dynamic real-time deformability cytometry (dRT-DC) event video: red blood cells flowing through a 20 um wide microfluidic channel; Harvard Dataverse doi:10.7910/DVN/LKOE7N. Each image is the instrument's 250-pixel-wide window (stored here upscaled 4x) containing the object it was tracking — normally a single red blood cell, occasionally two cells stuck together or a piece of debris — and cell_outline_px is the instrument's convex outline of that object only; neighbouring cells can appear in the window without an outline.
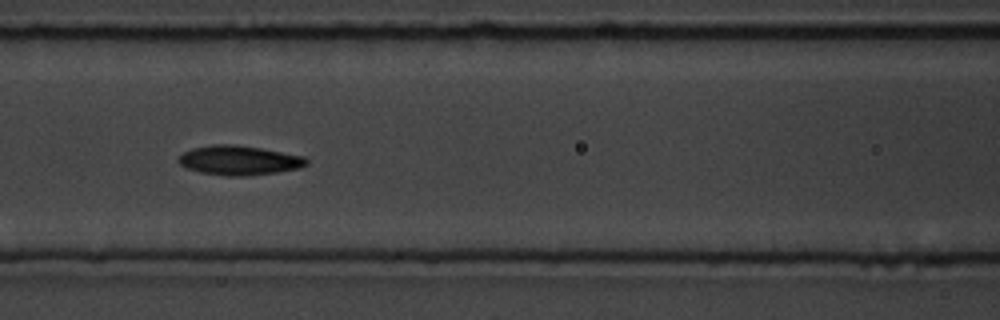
{"species": "common noctule bat (a hibernating species)", "species_latin": "Nyctalus noctula", "temperature_condition": "room temperature", "stored_images_in_passage": 12, "camera_frame_rate_fps": 3000, "um_per_image_px": 0.085, "animal": {"sex": "male", "body_mass_g": 19.5, "forearm_length_mm": 54.6}, "frame": {"image": 1, "passage_image": 3, "time_ms": 2.333, "image_size_px": [1000, 320], "cell_outline_px": [[308, 164], [300, 168], [276, 172], [244, 176], [224, 176], [200, 172], [184, 168], [176, 160], [184, 152], [192, 148], [212, 144], [232, 144], [260, 148], [304, 156], [308, 160]], "centroid_in_image_um": [20.29, 13.63], "position_along_channel_um": 146.3, "area_um2": 22.02}}
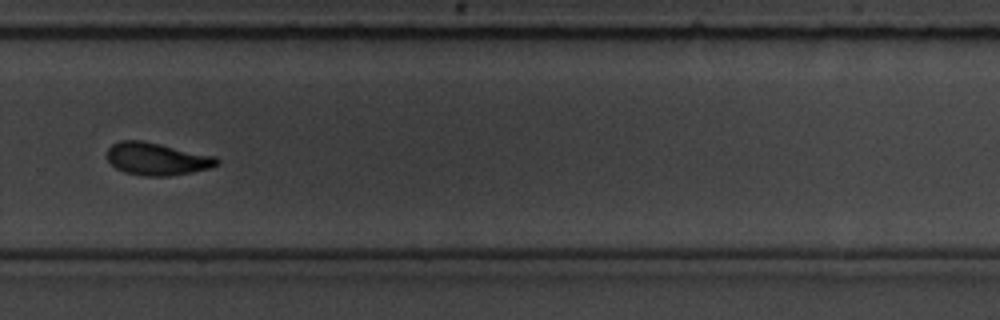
{"frame": {"image": 2, "passage_image": 7, "time_ms": 7.0, "image_size_px": [1000, 320], "cell_outline_px": [[220, 164], [212, 168], [192, 172], [168, 176], [140, 176], [124, 172], [116, 168], [108, 160], [108, 148], [112, 144], [120, 140], [140, 140], [160, 144], [216, 156], [220, 160]], "centroid_in_image_um": [13.37, 13.51], "position_along_channel_um": 316.4, "area_um2": 20.92}}
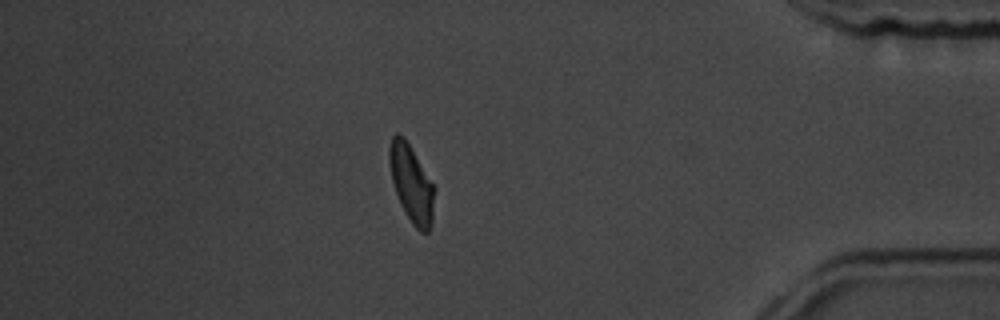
{"frame": {"image": 3, "passage_image": 10, "time_ms": 10.333, "image_size_px": [1000, 320], "cell_outline_px": [[436, 188], [432, 224], [428, 232], [420, 232], [412, 224], [400, 204], [392, 180], [388, 160], [388, 148], [392, 136], [396, 132], [408, 144]], "centroid_in_image_um": [34.98, 15.65], "position_along_channel_um": 400.2, "area_um2": 20.17}, "authors_computed_cell_mechanics": {"area_um2": 20.9236, "velocity_mm_per_s": 3.6563, "shape_relaxation_time_tau1_ms": 3.088, "shape_relaxation_time_tau2_ms": 2.3909, "deformation_change_tau1": 0.1139, "deformation_change_tau2": 0.0764}}